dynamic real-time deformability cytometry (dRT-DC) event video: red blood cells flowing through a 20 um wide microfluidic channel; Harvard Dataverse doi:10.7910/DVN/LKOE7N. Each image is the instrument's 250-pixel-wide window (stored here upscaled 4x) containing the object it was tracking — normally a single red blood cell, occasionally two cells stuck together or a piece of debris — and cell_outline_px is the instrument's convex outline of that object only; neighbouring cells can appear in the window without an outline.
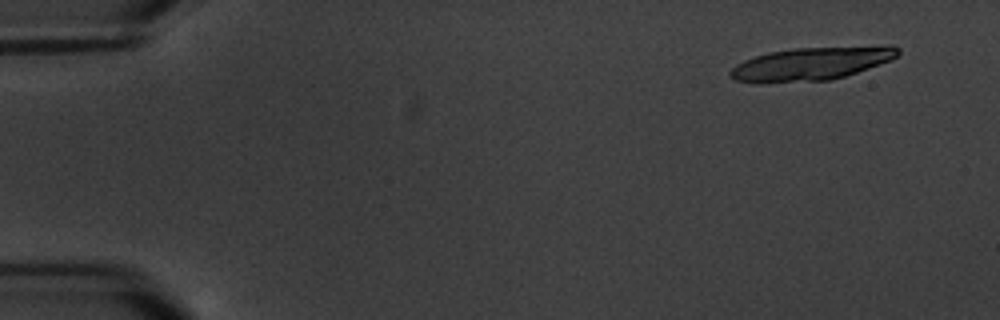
{"species": "common noctule bat (a hibernating species)", "species_latin": "Nyctalus noctula", "temperature_condition": "warm", "stored_images_in_passage": 5, "camera_frame_rate_fps": 3000, "um_per_image_px": 0.085, "animal": {"sex": "male", "body_mass_g": 20.1, "forearm_length_mm": 53.5}, "frame": {"image": 1, "passage_image": 1, "time_ms": 0.0, "image_size_px": [1000, 320], "cell_outline_px": [[900, 52], [892, 60], [832, 80], [736, 80], [728, 76], [728, 72], [736, 64], [744, 60], [768, 52], [792, 48], [888, 44], [892, 44], [900, 48]], "centroid_in_image_um": [69.12, 5.33], "position_along_channel_um": 15.9, "area_um2": 31.85}}